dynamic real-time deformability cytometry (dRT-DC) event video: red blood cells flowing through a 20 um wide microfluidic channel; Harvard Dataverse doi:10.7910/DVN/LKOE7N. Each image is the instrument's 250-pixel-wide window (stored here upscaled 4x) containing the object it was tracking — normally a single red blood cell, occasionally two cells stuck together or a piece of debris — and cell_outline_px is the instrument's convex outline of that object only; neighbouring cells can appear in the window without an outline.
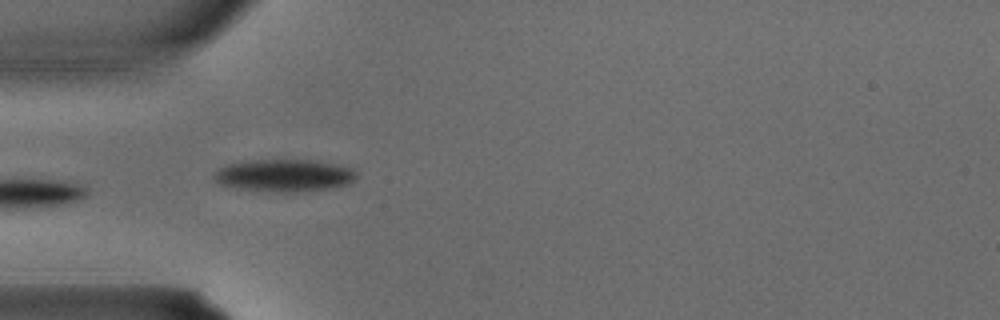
{"species": "common noctule bat (a hibernating species)", "species_latin": "Nyctalus noctula", "temperature_condition": "warm", "stored_images_in_passage": 3, "camera_frame_rate_fps": 3000, "um_per_image_px": 0.085, "animal": {"sex": "male", "body_mass_g": 15.6}, "frame": {"image": 1, "passage_image": 3, "time_ms": 0.667, "image_size_px": [1000, 320], "cell_outline_px": [[356, 176], [348, 184], [324, 188], [296, 192], [276, 192], [236, 188], [220, 184], [212, 176], [212, 172], [228, 164], [252, 160], [316, 160], [352, 168], [356, 172]], "centroid_in_image_um": [24.11, 14.9], "position_along_channel_um": 60.9, "area_um2": 26.59}}